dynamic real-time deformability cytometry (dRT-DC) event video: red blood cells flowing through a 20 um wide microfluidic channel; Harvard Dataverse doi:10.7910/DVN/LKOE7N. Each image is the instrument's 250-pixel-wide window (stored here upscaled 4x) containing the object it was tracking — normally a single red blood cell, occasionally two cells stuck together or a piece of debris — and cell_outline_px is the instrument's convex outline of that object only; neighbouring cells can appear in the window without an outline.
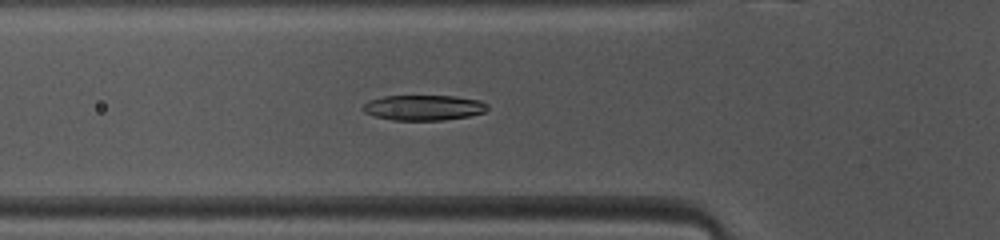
{"species": "common noctule bat (a hibernating species)", "species_latin": "Nyctalus noctula", "temperature_condition": "warm", "stored_images_in_passage": 44, "camera_frame_rate_fps": 3000, "um_per_image_px": 0.085, "animal": {"sex": "female", "body_mass_g": 10.0, "forearm_length_mm": 53.1}, "frame": {"image": 1, "passage_image": 12, "time_ms": 3.667, "image_size_px": [1000, 240], "cell_outline_px": [[488, 108], [484, 112], [468, 116], [444, 120], [392, 120], [376, 116], [364, 112], [360, 108], [368, 100], [384, 96], [456, 96], [480, 100], [488, 104]], "centroid_in_image_um": [36.0, 9.14], "position_along_channel_um": 89.8, "area_um2": 18.44}}
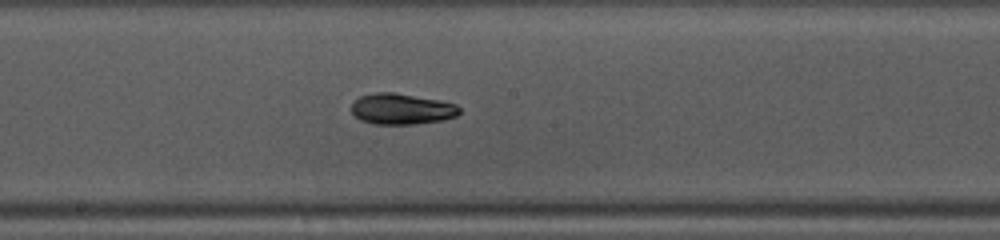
{"frame": {"image": 2, "passage_image": 21, "time_ms": 6.667, "image_size_px": [1000, 240], "cell_outline_px": [[460, 112], [456, 116], [444, 120], [416, 124], [376, 124], [360, 120], [352, 112], [352, 100], [360, 96], [376, 92], [396, 92], [440, 100], [456, 104], [460, 108]], "centroid_in_image_um": [34.14, 9.25], "position_along_channel_um": 214.1, "area_um2": 19.65}}
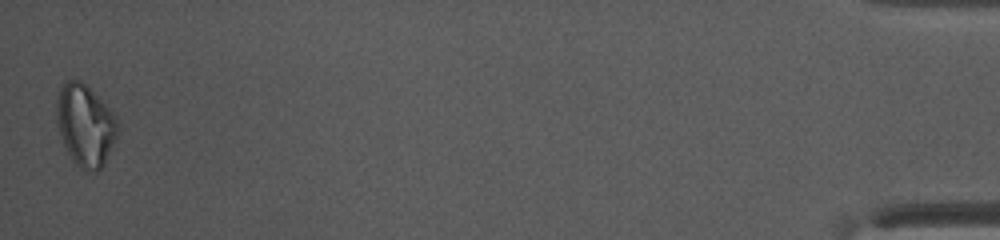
{"frame": {"image": 3, "passage_image": 44, "time_ms": 14.333, "image_size_px": [1000, 240], "cell_outline_px": [[120, 128], [104, 164], [96, 172], [80, 168], [72, 160], [64, 144], [56, 124], [56, 96], [60, 88], [68, 80], [80, 80], [116, 116]], "centroid_in_image_um": [7.23, 10.65], "position_along_channel_um": 428.0, "area_um2": 28.78}, "authors_computed_cell_mechanics": {"area_um2": 19.5075, "velocity_mm_per_s": 4.1124, "shape_relaxation_time_tau1_ms": 3.4526, "shape_relaxation_time_tau2_ms": 6.1578, "deformation_change_tau1": 0.1496, "deformation_change_tau2": 0.1355}}